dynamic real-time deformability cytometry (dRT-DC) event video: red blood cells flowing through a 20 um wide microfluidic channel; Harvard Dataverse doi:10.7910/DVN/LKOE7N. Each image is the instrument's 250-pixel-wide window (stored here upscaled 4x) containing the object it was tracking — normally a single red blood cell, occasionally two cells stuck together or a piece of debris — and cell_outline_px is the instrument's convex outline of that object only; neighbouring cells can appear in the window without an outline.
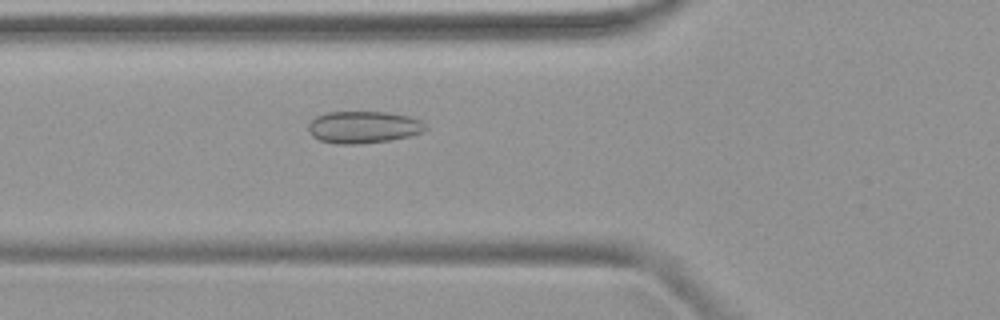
{"species": "common noctule bat (a hibernating species)", "species_latin": "Nyctalus noctula", "temperature_condition": "warm", "stored_images_in_passage": 48, "camera_frame_rate_fps": 3000, "um_per_image_px": 0.085, "animal": {"sex": "female", "body_mass_g": 19.9}, "frame": {"image": 1, "passage_image": 18, "time_ms": 5.667, "image_size_px": [1000, 320], "cell_outline_px": [[428, 128], [424, 132], [412, 136], [392, 140], [360, 144], [336, 144], [320, 140], [312, 136], [308, 132], [308, 124], [316, 116], [324, 112], [392, 112], [412, 116], [420, 120]], "centroid_in_image_um": [30.92, 10.81], "position_along_channel_um": 94.9, "area_um2": 22.37}}
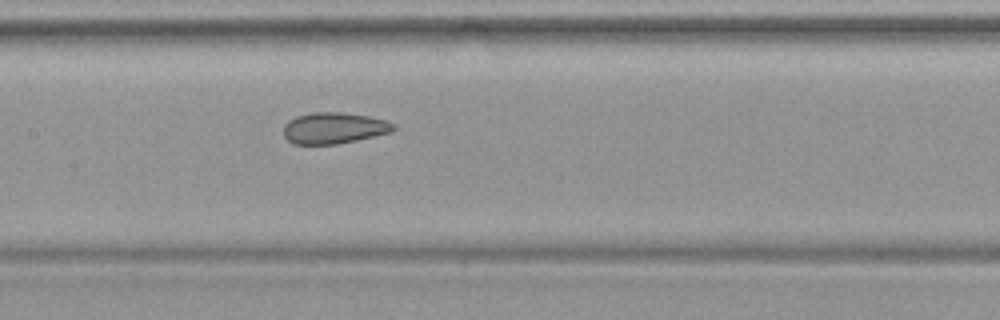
{"frame": {"image": 2, "passage_image": 24, "time_ms": 7.667, "image_size_px": [1000, 320], "cell_outline_px": [[396, 128], [392, 132], [356, 140], [336, 144], [292, 144], [284, 136], [284, 124], [288, 120], [296, 116], [312, 112], [340, 112], [368, 116], [388, 120], [396, 124]], "centroid_in_image_um": [28.4, 10.88], "position_along_channel_um": 179.0, "area_um2": 20.17}}
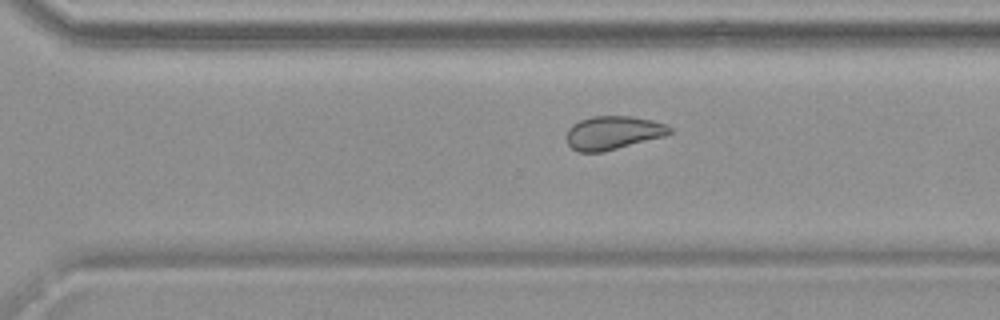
{"frame": {"image": 3, "passage_image": 34, "time_ms": 11.0, "image_size_px": [1000, 320], "cell_outline_px": [[672, 132], [664, 136], [604, 152], [576, 152], [568, 144], [568, 128], [572, 124], [580, 120], [592, 116], [632, 116], [652, 120], [664, 124], [672, 128]], "centroid_in_image_um": [52.1, 11.28], "position_along_channel_um": 318.5, "area_um2": 20.11}}